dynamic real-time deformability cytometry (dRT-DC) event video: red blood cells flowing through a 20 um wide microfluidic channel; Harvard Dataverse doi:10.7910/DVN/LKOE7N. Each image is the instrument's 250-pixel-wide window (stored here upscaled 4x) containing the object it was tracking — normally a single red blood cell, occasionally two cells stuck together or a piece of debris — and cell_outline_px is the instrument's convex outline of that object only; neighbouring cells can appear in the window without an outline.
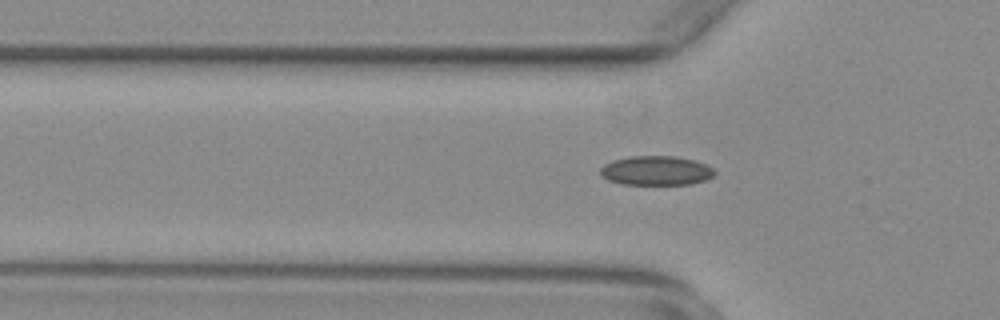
{"species": "common noctule bat (a hibernating species)", "species_latin": "Nyctalus noctula", "temperature_condition": "warm", "stored_images_in_passage": 54, "camera_frame_rate_fps": 3000, "um_per_image_px": 0.085, "animal": {"sex": "female", "body_mass_g": 29.2, "forearm_length_mm": 56.3}, "frame": {"image": 1, "passage_image": 17, "time_ms": 5.333, "image_size_px": [1000, 320], "cell_outline_px": [[716, 172], [708, 180], [692, 184], [624, 184], [608, 180], [600, 176], [600, 168], [604, 164], [612, 160], [632, 156], [676, 156], [692, 160], [704, 164], [712, 168]], "centroid_in_image_um": [55.75, 14.5], "position_along_channel_um": 70.0, "area_um2": 19.54}}
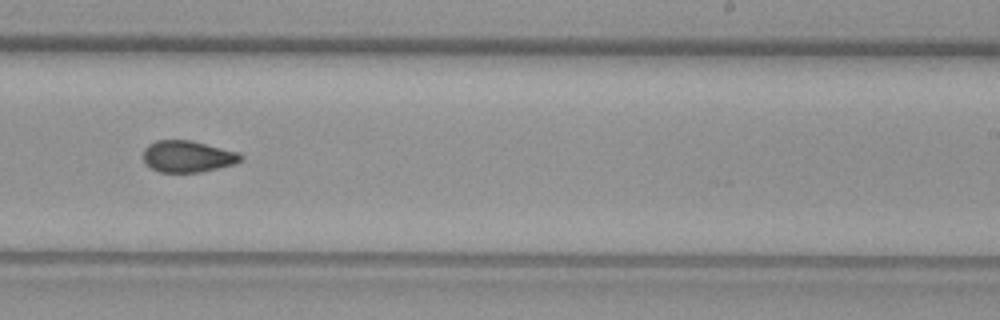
{"frame": {"image": 2, "passage_image": 33, "time_ms": 10.667, "image_size_px": [1000, 320], "cell_outline_px": [[244, 160], [236, 164], [200, 172], [160, 172], [144, 164], [144, 148], [148, 144], [156, 140], [192, 140], [240, 152], [244, 156]], "centroid_in_image_um": [16.0, 13.29], "position_along_channel_um": 273.0, "area_um2": 18.26}}
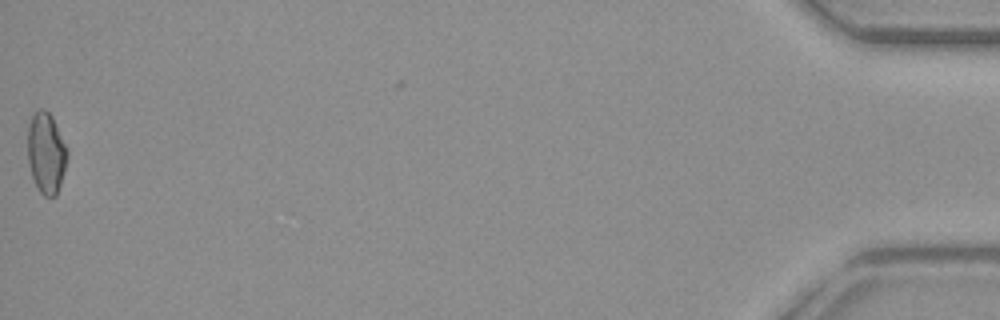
{"frame": {"image": 3, "passage_image": 54, "time_ms": 17.667, "image_size_px": [1000, 320], "cell_outline_px": [[68, 156], [64, 172], [56, 196], [44, 196], [40, 192], [32, 176], [28, 160], [28, 124], [32, 116], [40, 108], [44, 108], [52, 116], [68, 152]], "centroid_in_image_um": [3.92, 13.0], "position_along_channel_um": 431.3, "area_um2": 18.44}, "authors_computed_cell_mechanics": {"area_um2": 18.4093, "velocity_mm_per_s": 3.7985, "shape_relaxation_time_tau1_ms": null, "shape_relaxation_time_tau2_ms": 2.1127, "deformation_change_tau1": null, "deformation_change_tau2": 0.0652}}